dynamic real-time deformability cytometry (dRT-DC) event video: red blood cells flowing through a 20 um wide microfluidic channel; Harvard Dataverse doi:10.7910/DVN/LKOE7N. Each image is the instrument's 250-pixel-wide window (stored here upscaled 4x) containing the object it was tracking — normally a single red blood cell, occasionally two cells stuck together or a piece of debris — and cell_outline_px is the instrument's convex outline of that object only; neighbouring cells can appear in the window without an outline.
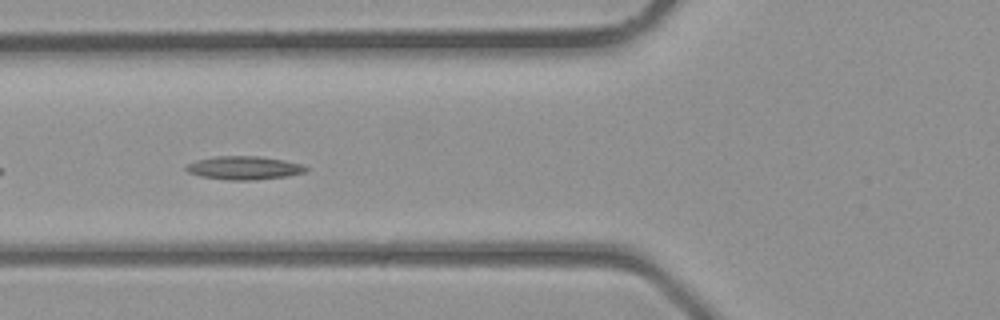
{"species": "common noctule bat (a hibernating species)", "species_latin": "Nyctalus noctula", "temperature_condition": "room temperature", "stored_images_in_passage": 33, "camera_frame_rate_fps": 3000, "um_per_image_px": 0.085, "animal": {"sex": "male", "body_mass_g": 23.1, "forearm_length_mm": 52.7}, "frame": {"image": 1, "passage_image": 13, "time_ms": 4.0, "image_size_px": [1000, 320], "cell_outline_px": [[308, 168], [304, 172], [288, 176], [256, 180], [228, 180], [200, 176], [188, 172], [184, 168], [188, 164], [196, 160], [216, 156], [260, 156], [284, 160], [300, 164]], "centroid_in_image_um": [20.73, 14.27], "position_along_channel_um": 105.1, "area_um2": 16.3}}
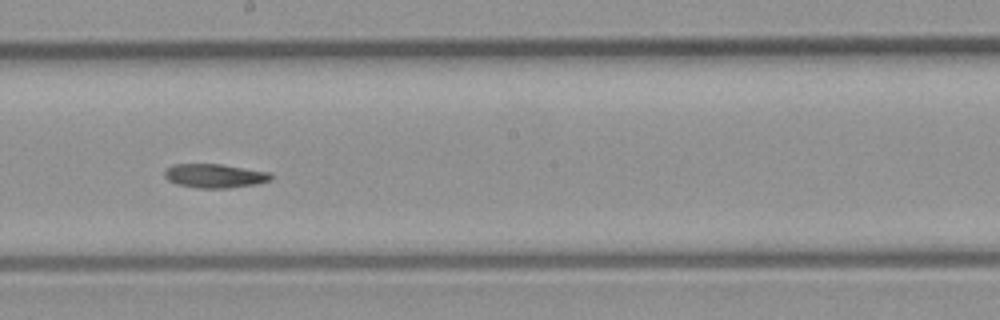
{"frame": {"image": 2, "passage_image": 20, "time_ms": 6.333, "image_size_px": [1000, 320], "cell_outline_px": [[272, 180], [256, 184], [228, 188], [196, 188], [176, 184], [168, 180], [164, 176], [164, 168], [172, 164], [220, 164], [272, 172]], "centroid_in_image_um": [18.24, 14.94], "position_along_channel_um": 230.0, "area_um2": 15.09}}
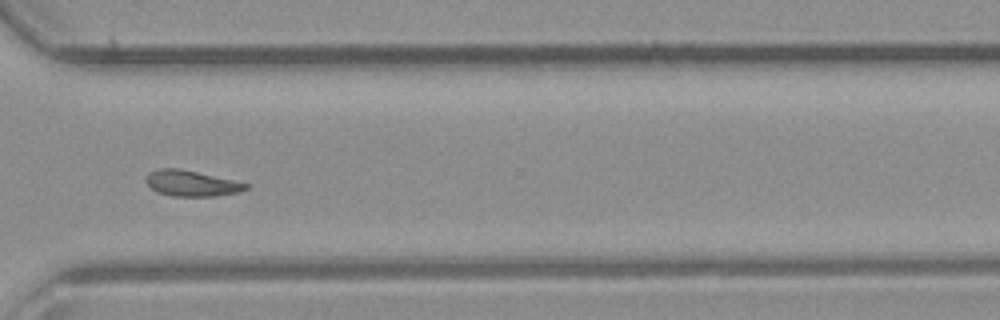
{"frame": {"image": 3, "passage_image": 27, "time_ms": 8.667, "image_size_px": [1000, 320], "cell_outline_px": [[248, 188], [240, 192], [216, 196], [172, 196], [156, 192], [144, 180], [148, 172], [156, 168], [180, 168], [236, 180], [248, 184]], "centroid_in_image_um": [16.26, 15.57], "position_along_channel_um": 354.3, "area_um2": 15.26}}